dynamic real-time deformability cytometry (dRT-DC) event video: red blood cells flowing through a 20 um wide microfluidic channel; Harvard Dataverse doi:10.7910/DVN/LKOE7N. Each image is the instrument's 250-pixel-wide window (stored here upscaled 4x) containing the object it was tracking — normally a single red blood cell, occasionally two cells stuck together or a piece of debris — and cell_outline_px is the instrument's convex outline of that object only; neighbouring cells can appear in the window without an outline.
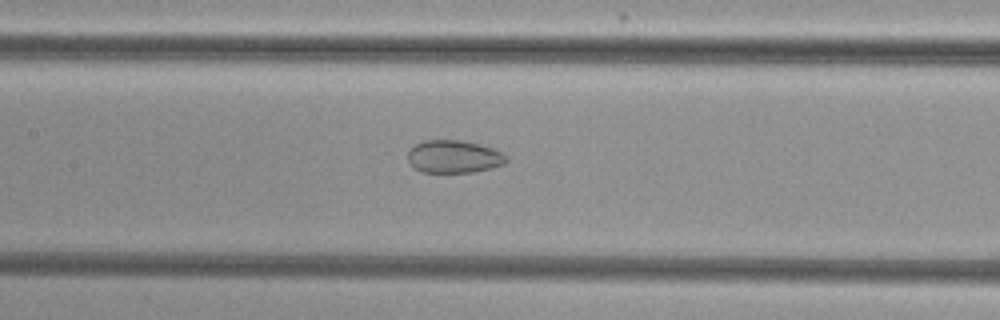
{"species": "common noctule bat (a hibernating species)", "species_latin": "Nyctalus noctula", "temperature_condition": "cold", "stored_images_in_passage": 53, "segment_of_instrument_passage": [2, 2], "camera_frame_rate_fps": 3000, "um_per_image_px": 0.085, "animal": {"sex": "female", "body_mass_g": 29.2, "forearm_length_mm": 56.3}, "frame": {"image": 1, "passage_image": 25, "time_ms": 8.0, "image_size_px": [1000, 320], "cell_outline_px": [[508, 160], [504, 164], [492, 168], [472, 172], [420, 172], [412, 168], [408, 160], [408, 152], [416, 144], [424, 140], [464, 140], [480, 144], [504, 152], [508, 156]], "centroid_in_image_um": [38.6, 13.31], "position_along_channel_um": 168.8, "area_um2": 19.07}}
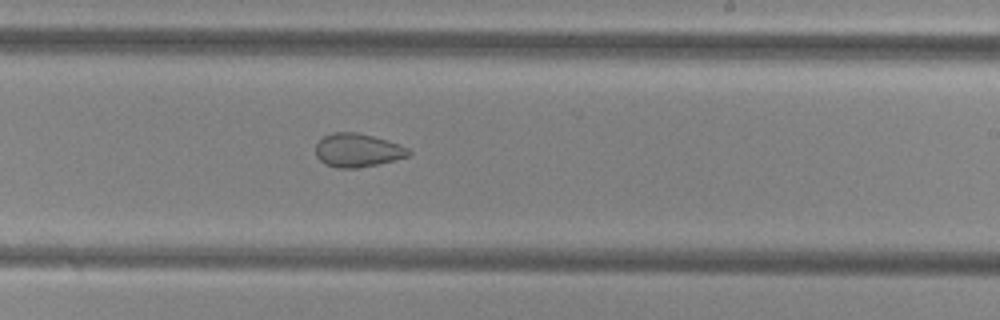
{"frame": {"image": 2, "passage_image": 32, "time_ms": 10.333, "image_size_px": [1000, 320], "cell_outline_px": [[412, 152], [408, 156], [376, 164], [356, 168], [336, 168], [324, 164], [316, 156], [316, 144], [324, 136], [332, 132], [356, 132], [388, 140], [400, 144], [408, 148]], "centroid_in_image_um": [30.38, 12.77], "position_along_channel_um": 258.6, "area_um2": 18.09}}
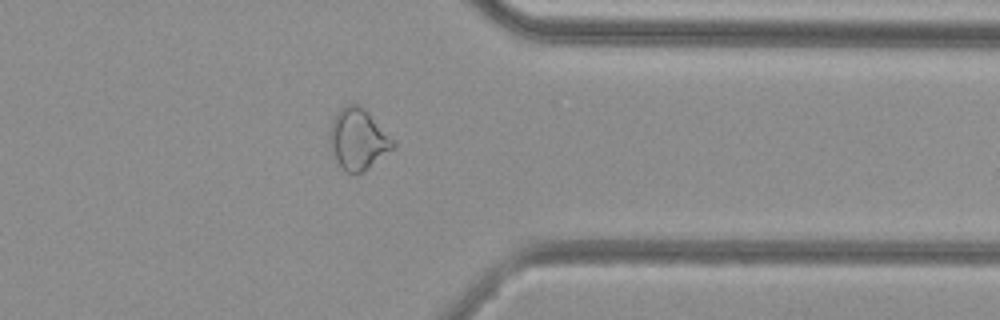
{"frame": {"image": 3, "passage_image": 42, "time_ms": 13.667, "image_size_px": [1000, 320], "cell_outline_px": [[396, 148], [368, 168], [360, 172], [348, 172], [340, 168], [332, 156], [328, 148], [328, 132], [332, 120], [336, 112], [344, 104], [356, 104], [364, 108], [368, 112], [396, 144]], "centroid_in_image_um": [30.37, 11.83], "position_along_channel_um": 381.0, "area_um2": 22.83}}